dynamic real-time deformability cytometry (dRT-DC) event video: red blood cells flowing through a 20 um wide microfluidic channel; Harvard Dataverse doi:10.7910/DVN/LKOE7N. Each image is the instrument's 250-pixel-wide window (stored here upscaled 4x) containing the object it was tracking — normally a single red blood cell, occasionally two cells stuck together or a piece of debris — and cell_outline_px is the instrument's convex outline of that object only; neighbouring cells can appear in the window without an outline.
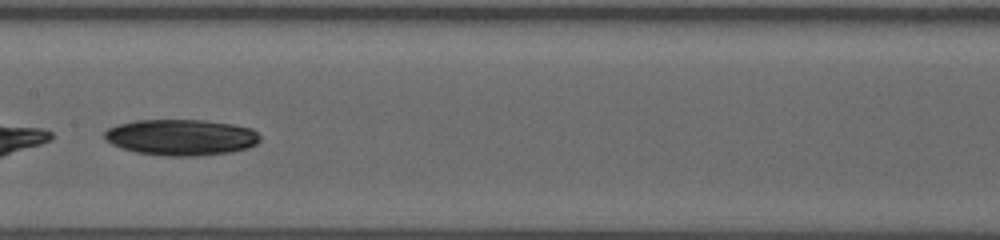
{"species": "human", "species_latin": "Homo sapiens", "temperature_condition": "warm", "stored_images_in_passage": 51, "segment_of_instrument_passage": [2, 2], "camera_frame_rate_fps": 3000, "um_per_image_px": 0.085, "donor": {"sex": "female"}, "frame": {"image": 1, "passage_image": 26, "time_ms": 8.333, "image_size_px": [1000, 240], "cell_outline_px": [[260, 140], [256, 144], [248, 148], [232, 152], [196, 156], [164, 156], [136, 152], [112, 144], [104, 140], [104, 132], [108, 128], [116, 124], [136, 120], [204, 120], [232, 124], [252, 128], [260, 136]], "centroid_in_image_um": [15.39, 11.67], "position_along_channel_um": 192.0, "area_um2": 32.89}}
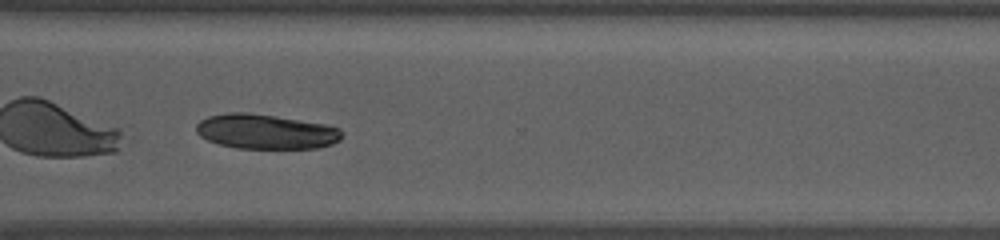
{"frame": {"image": 2, "passage_image": 39, "time_ms": 12.667, "image_size_px": [1000, 240], "cell_outline_px": [[344, 136], [340, 140], [332, 144], [316, 148], [236, 148], [220, 144], [208, 140], [200, 136], [196, 132], [196, 124], [200, 120], [208, 116], [228, 112], [248, 112], [276, 116], [324, 124], [340, 128], [344, 132]], "centroid_in_image_um": [22.6, 11.18], "position_along_channel_um": 348.0, "area_um2": 29.65}}